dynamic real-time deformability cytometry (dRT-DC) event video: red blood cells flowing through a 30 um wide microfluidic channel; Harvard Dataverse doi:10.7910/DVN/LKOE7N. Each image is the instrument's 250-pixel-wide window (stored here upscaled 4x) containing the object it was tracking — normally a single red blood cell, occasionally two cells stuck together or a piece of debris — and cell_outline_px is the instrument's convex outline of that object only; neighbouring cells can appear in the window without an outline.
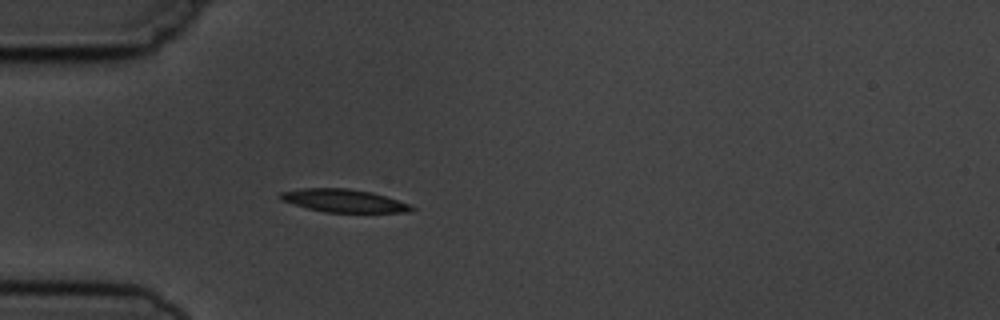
{"species": "common noctule bat (a hibernating species)", "species_latin": "Nyctalus noctula", "temperature_condition": "cold", "stored_images_in_passage": 2, "camera_frame_rate_fps": 3000, "um_per_image_px": 0.085, "animal": {"sex": "male", "body_mass_g": 19.5, "forearm_length_mm": 54.6}, "frame": {"image": 1, "passage_image": 2, "time_ms": 1.333, "image_size_px": [1000, 320], "cell_outline_px": [[416, 208], [408, 212], [324, 212], [308, 208], [280, 200], [276, 196], [280, 192], [300, 188], [348, 188], [372, 192], [412, 204]], "centroid_in_image_um": [29.21, 17.05], "position_along_channel_um": 55.8, "area_um2": 17.69}}